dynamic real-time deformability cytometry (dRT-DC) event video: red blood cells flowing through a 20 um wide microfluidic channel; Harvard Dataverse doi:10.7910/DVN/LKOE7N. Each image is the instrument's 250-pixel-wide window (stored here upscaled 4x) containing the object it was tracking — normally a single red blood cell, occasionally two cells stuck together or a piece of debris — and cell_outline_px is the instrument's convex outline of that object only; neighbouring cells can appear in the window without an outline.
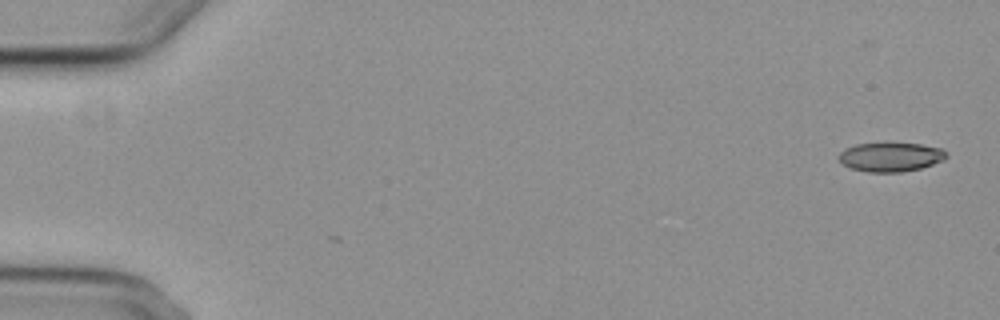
{"species": "common noctule bat (a hibernating species)", "species_latin": "Nyctalus noctula", "temperature_condition": "cold", "stored_images_in_passage": 5, "camera_frame_rate_fps": 3000, "um_per_image_px": 0.085, "animal": {"sex": "female", "body_mass_g": 29.2, "forearm_length_mm": 56.3}, "frame": {"image": 1, "passage_image": 5, "time_ms": 5.333, "image_size_px": [1000, 320], "cell_outline_px": [[948, 156], [944, 160], [920, 168], [900, 172], [868, 172], [852, 168], [840, 164], [836, 156], [844, 148], [856, 144], [920, 144], [944, 148], [948, 152]], "centroid_in_image_um": [75.69, 13.35], "position_along_channel_um": 9.3, "area_um2": 18.32}}